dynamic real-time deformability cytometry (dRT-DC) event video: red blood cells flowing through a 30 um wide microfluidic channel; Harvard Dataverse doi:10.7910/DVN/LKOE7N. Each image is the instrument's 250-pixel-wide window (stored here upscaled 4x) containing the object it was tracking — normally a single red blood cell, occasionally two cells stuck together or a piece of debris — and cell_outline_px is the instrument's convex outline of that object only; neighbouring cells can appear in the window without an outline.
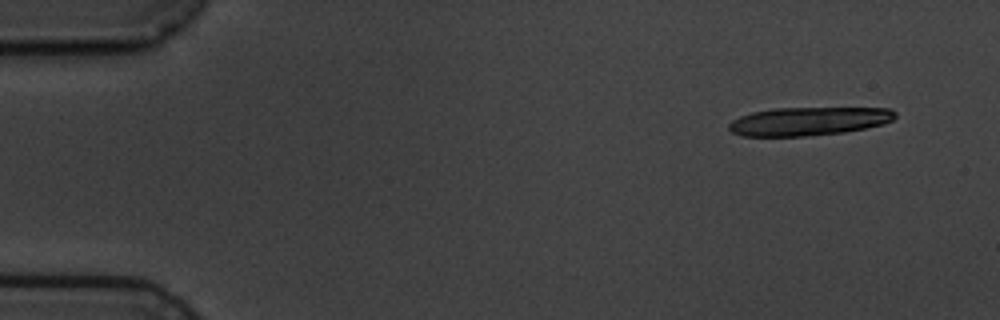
{"species": "common noctule bat (a hibernating species)", "species_latin": "Nyctalus noctula", "temperature_condition": "cold", "stored_images_in_passage": 4, "camera_frame_rate_fps": 3000, "um_per_image_px": 0.085, "animal": {"sex": "male", "body_mass_g": 19.5, "forearm_length_mm": 54.6}, "frame": {"image": 1, "passage_image": 1, "time_ms": 0.0, "image_size_px": [1000, 320], "cell_outline_px": [[896, 116], [892, 120], [884, 124], [844, 132], [808, 136], [740, 136], [732, 132], [728, 128], [728, 124], [732, 120], [740, 116], [752, 112], [772, 108], [888, 108], [896, 112]], "centroid_in_image_um": [68.71, 10.3], "position_along_channel_um": 16.3, "area_um2": 27.63}}